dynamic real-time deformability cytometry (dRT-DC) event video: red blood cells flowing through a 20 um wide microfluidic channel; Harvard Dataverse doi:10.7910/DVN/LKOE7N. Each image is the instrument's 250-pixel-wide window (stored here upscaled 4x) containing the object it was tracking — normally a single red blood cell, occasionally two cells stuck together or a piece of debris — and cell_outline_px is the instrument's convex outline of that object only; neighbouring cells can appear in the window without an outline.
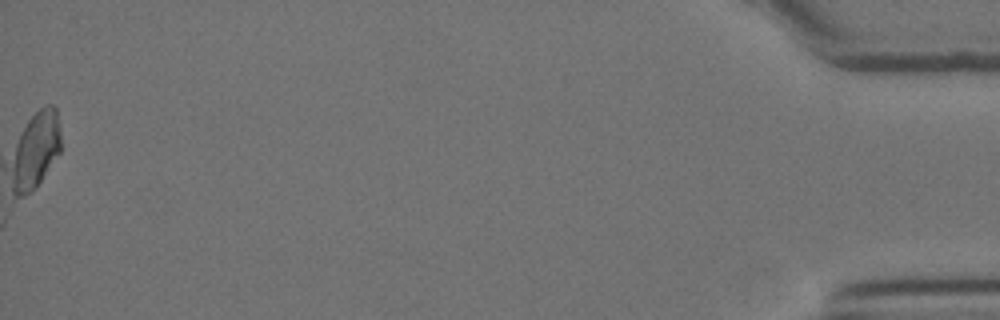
{"species": "Egyptian fruit bat (a non-hibernating species)", "species_latin": "Rousettus aegyptiacus", "temperature_condition": "room temperature", "stored_images_in_passage": 19, "camera_frame_rate_fps": 3000, "um_per_image_px": 0.085, "animal": {"sex": "female"}, "frame": {"image": 1, "passage_image": 19, "time_ms": 6.0, "image_size_px": [1000, 320], "cell_outline_px": [[60, 152], [40, 180], [28, 192], [16, 196], [12, 192], [12, 188], [16, 148], [20, 136], [28, 120], [40, 108], [52, 104], [56, 108], [60, 136]], "centroid_in_image_um": [3.07, 12.7], "position_along_channel_um": 432.1, "area_um2": 20.52}}